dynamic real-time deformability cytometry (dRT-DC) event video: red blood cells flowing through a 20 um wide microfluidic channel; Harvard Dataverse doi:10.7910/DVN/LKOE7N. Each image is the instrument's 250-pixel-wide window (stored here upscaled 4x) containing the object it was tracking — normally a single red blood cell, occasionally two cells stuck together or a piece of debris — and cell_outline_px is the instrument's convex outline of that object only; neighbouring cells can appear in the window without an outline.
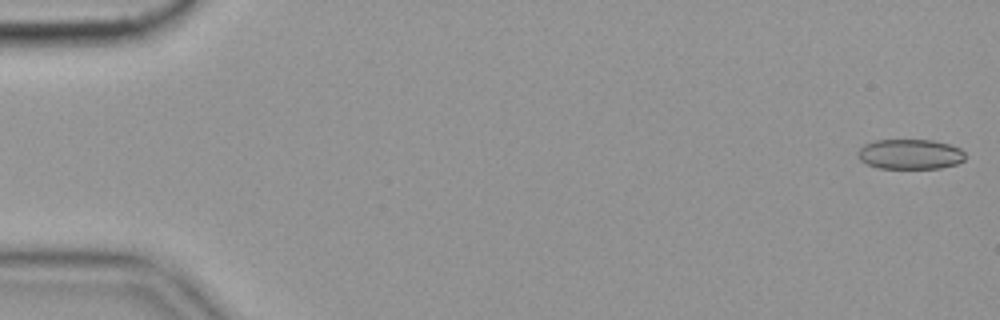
{"species": "common noctule bat (a hibernating species)", "species_latin": "Nyctalus noctula", "temperature_condition": "cold", "stored_images_in_passage": 56, "camera_frame_rate_fps": 3000, "um_per_image_px": 0.085, "animal": {"sex": "female", "body_mass_g": 19.9}, "frame": {"image": 1, "passage_image": 1, "time_ms": 0.0, "image_size_px": [1000, 320], "cell_outline_px": [[964, 160], [956, 164], [940, 168], [880, 168], [868, 164], [860, 160], [856, 156], [860, 148], [864, 144], [872, 140], [932, 140], [948, 144], [960, 148], [964, 152]], "centroid_in_image_um": [77.33, 13.1], "position_along_channel_um": 7.7, "area_um2": 18.79}}
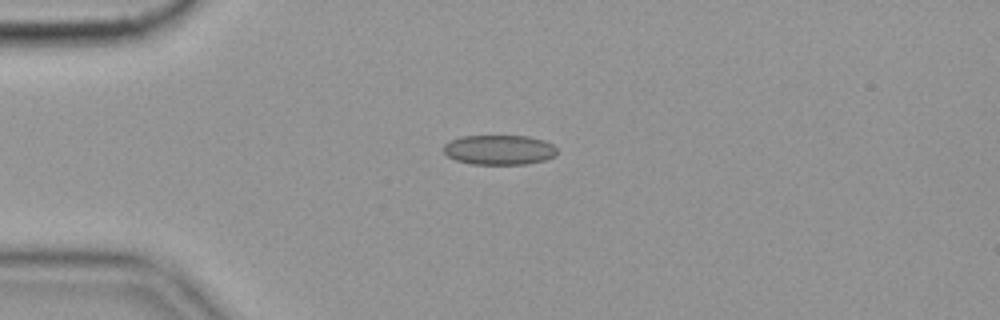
{"frame": {"image": 2, "passage_image": 14, "time_ms": 4.333, "image_size_px": [1000, 320], "cell_outline_px": [[556, 152], [552, 156], [544, 160], [524, 164], [472, 164], [456, 160], [448, 156], [444, 152], [444, 144], [460, 136], [528, 136], [544, 140], [552, 144], [556, 148]], "centroid_in_image_um": [42.41, 12.73], "position_along_channel_um": 42.6, "area_um2": 19.54}}
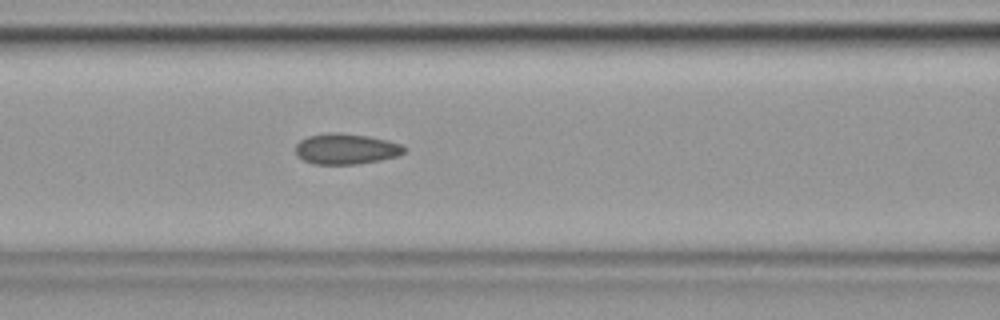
{"frame": {"image": 3, "passage_image": 24, "time_ms": 7.667, "image_size_px": [1000, 320], "cell_outline_px": [[408, 148], [400, 156], [360, 164], [312, 164], [296, 156], [296, 144], [300, 140], [308, 136], [328, 132], [340, 132], [368, 136], [388, 140], [400, 144]], "centroid_in_image_um": [29.42, 12.65], "position_along_channel_um": 137.2, "area_um2": 19.71}, "authors_computed_cell_mechanics": {"area_um2": 19.3919, "velocity_mm_per_s": 3.5634, "shape_relaxation_time_tau1_ms": null, "shape_relaxation_time_tau2_ms": 1.8006, "deformation_change_tau1": null, "deformation_change_tau2": 0.0873}}